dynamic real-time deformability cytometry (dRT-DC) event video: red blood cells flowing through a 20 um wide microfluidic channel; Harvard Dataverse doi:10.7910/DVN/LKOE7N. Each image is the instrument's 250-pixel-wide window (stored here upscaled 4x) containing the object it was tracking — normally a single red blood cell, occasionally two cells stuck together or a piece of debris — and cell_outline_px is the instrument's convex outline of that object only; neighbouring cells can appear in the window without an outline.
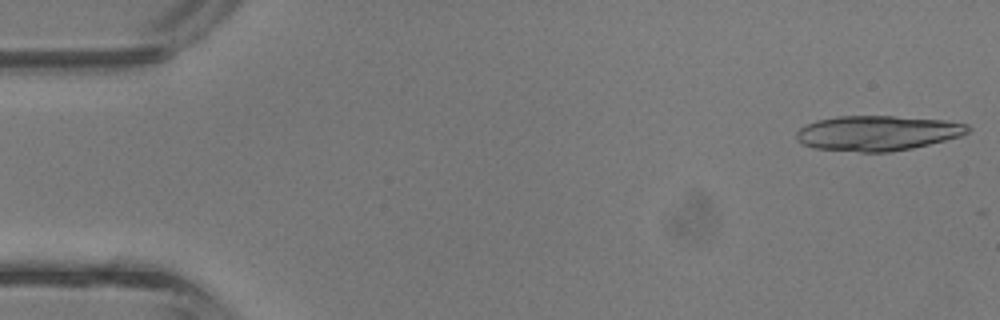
{"species": "common noctule bat (a hibernating species)", "species_latin": "Nyctalus noctula", "temperature_condition": "room temperature", "stored_images_in_passage": 4, "camera_frame_rate_fps": 3000, "um_per_image_px": 0.085, "animal": {"sex": "male", "body_mass_g": 13.3}, "frame": {"image": 1, "passage_image": 1, "time_ms": 0.0, "image_size_px": [1000, 320], "cell_outline_px": [[972, 128], [968, 132], [960, 136], [912, 148], [892, 152], [860, 152], [812, 148], [796, 140], [796, 132], [804, 124], [816, 120], [836, 116], [892, 116], [944, 120], [968, 124]], "centroid_in_image_um": [74.55, 11.31], "position_along_channel_um": 10.5, "area_um2": 35.14}}